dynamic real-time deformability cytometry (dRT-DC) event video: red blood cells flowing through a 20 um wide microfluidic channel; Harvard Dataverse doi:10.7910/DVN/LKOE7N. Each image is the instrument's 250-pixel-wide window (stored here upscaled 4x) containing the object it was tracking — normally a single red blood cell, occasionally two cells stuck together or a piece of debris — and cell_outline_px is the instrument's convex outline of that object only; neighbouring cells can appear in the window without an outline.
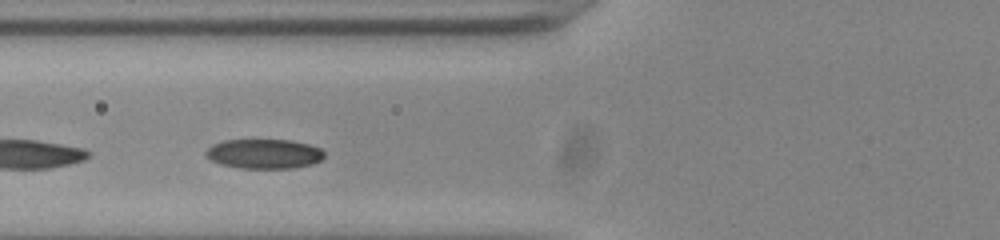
{"species": "common noctule bat (a hibernating species)", "species_latin": "Nyctalus noctula", "temperature_condition": "room temperature", "stored_images_in_passage": 26, "camera_frame_rate_fps": 3000, "um_per_image_px": 0.085, "animal": {"sex": "male", "body_mass_g": 20.0, "forearm_length_mm": 53.3}, "frame": {"image": 1, "passage_image": 10, "time_ms": 3.0, "image_size_px": [1000, 240], "cell_outline_px": [[324, 156], [320, 160], [312, 164], [296, 168], [240, 168], [220, 164], [204, 156], [204, 152], [212, 144], [224, 140], [292, 140], [308, 144], [320, 148], [324, 152]], "centroid_in_image_um": [22.43, 13.07], "position_along_channel_um": 103.4, "area_um2": 20.52}}
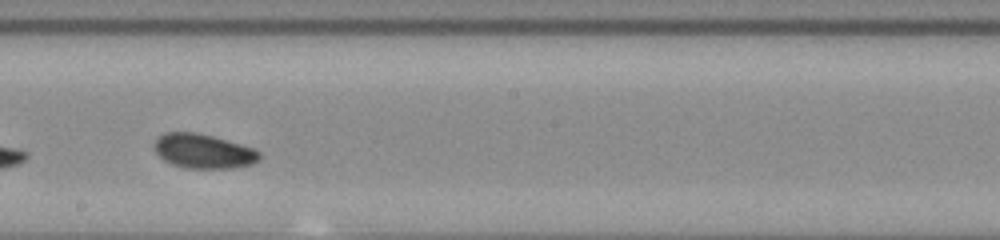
{"frame": {"image": 2, "passage_image": 20, "time_ms": 6.333, "image_size_px": [1000, 240], "cell_outline_px": [[260, 160], [252, 164], [232, 168], [184, 168], [172, 164], [164, 160], [152, 148], [152, 144], [156, 136], [164, 132], [196, 132], [212, 136], [256, 148], [260, 152]], "centroid_in_image_um": [17.26, 12.84], "position_along_channel_um": 230.9, "area_um2": 21.44}}
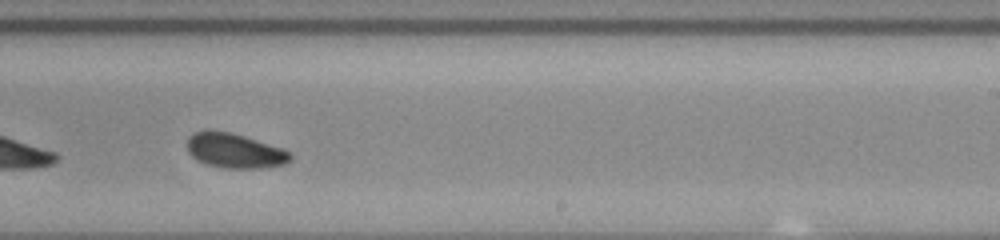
{"frame": {"image": 3, "passage_image": 23, "time_ms": 7.333, "image_size_px": [1000, 240], "cell_outline_px": [[292, 160], [284, 164], [264, 168], [224, 168], [208, 164], [196, 160], [188, 152], [188, 136], [192, 132], [204, 128], [228, 132], [244, 136], [284, 148], [292, 156]], "centroid_in_image_um": [19.93, 12.79], "position_along_channel_um": 269.1, "area_um2": 21.15}}